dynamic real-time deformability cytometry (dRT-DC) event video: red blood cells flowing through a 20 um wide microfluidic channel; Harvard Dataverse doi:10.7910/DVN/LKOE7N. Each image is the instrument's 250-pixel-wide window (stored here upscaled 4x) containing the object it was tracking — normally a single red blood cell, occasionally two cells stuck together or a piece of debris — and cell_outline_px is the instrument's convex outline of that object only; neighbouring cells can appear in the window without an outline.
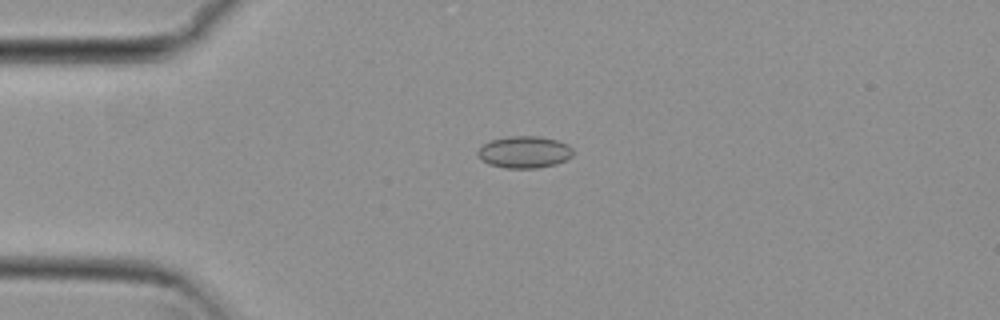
{"species": "common noctule bat (a hibernating species)", "species_latin": "Nyctalus noctula", "temperature_condition": "cold", "stored_images_in_passage": 54, "camera_frame_rate_fps": 3000, "um_per_image_px": 0.085, "animal": {"sex": "female", "body_mass_g": 29.2, "forearm_length_mm": 56.3}, "frame": {"image": 1, "passage_image": 13, "time_ms": 4.0, "image_size_px": [1000, 320], "cell_outline_px": [[572, 156], [556, 164], [536, 168], [508, 168], [488, 164], [480, 160], [476, 152], [484, 144], [492, 140], [508, 136], [540, 136], [556, 140], [568, 144], [572, 148]], "centroid_in_image_um": [44.55, 12.92], "position_along_channel_um": 40.4, "area_um2": 17.69}}
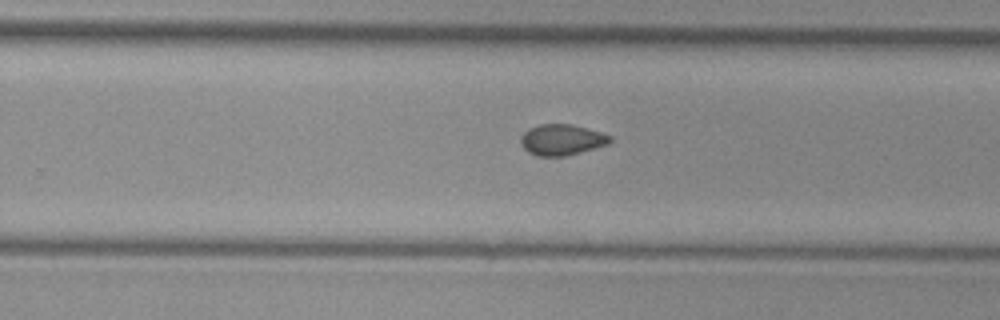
{"frame": {"image": 2, "passage_image": 34, "time_ms": 11.0, "image_size_px": [1000, 320], "cell_outline_px": [[612, 140], [608, 144], [564, 156], [536, 156], [528, 152], [520, 144], [520, 136], [524, 132], [540, 124], [572, 124], [600, 132], [612, 136]], "centroid_in_image_um": [47.73, 11.88], "position_along_channel_um": 282.1, "area_um2": 15.95}}
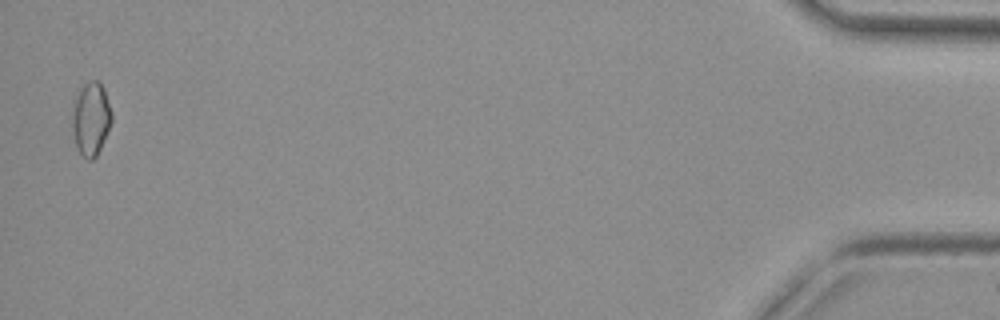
{"frame": {"image": 3, "passage_image": 53, "time_ms": 17.333, "image_size_px": [1000, 320], "cell_outline_px": [[112, 120], [104, 140], [96, 156], [92, 160], [88, 160], [80, 152], [76, 144], [72, 128], [72, 112], [76, 100], [84, 84], [92, 80], [100, 80], [104, 88], [112, 112]], "centroid_in_image_um": [7.76, 10.09], "position_along_channel_um": 427.4, "area_um2": 16.53}, "authors_computed_cell_mechanics": {"area_um2": 16.1551, "velocity_mm_per_s": 3.8334, "shape_relaxation_time_tau1_ms": null, "shape_relaxation_time_tau2_ms": 10.183, "deformation_change_tau1": null, "deformation_change_tau2": 0.1258}}